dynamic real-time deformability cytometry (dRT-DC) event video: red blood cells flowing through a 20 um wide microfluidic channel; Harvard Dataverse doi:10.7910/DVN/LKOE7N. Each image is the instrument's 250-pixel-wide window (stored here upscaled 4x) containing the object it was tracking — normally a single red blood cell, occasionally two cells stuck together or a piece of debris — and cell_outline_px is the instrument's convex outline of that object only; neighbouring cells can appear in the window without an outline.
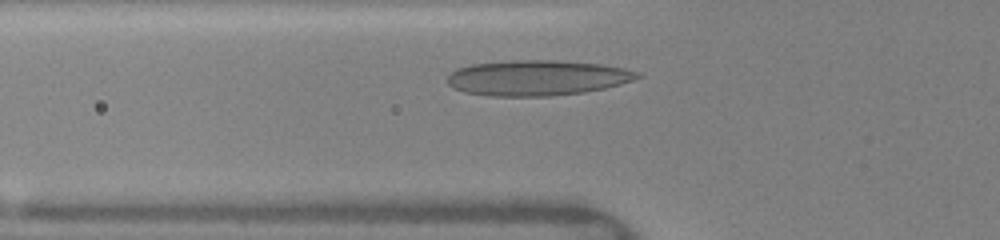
{"species": "human", "species_latin": "Homo sapiens", "temperature_condition": "warm", "stored_images_in_passage": 31, "camera_frame_rate_fps": 3000, "um_per_image_px": 0.085, "donor": {"sex": "female"}, "frame": {"image": 1, "passage_image": 6, "time_ms": 1.667, "image_size_px": [1000, 240], "cell_outline_px": [[644, 76], [620, 84], [604, 88], [584, 92], [548, 96], [488, 96], [464, 92], [452, 88], [444, 80], [448, 72], [456, 68], [472, 64], [512, 60], [556, 60], [600, 64], [624, 68], [640, 72]], "centroid_in_image_um": [45.6, 6.61], "position_along_channel_um": 80.2, "area_um2": 39.59}}
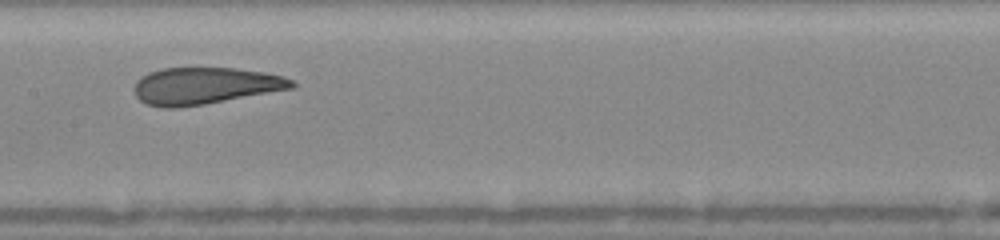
{"frame": {"image": 2, "passage_image": 14, "time_ms": 4.333, "image_size_px": [1000, 240], "cell_outline_px": [[296, 84], [292, 88], [204, 104], [176, 108], [164, 108], [148, 104], [140, 100], [136, 96], [136, 80], [140, 76], [148, 72], [164, 68], [236, 68], [264, 72], [284, 76], [292, 80]], "centroid_in_image_um": [17.41, 7.28], "position_along_channel_um": 190.0, "area_um2": 33.58}}
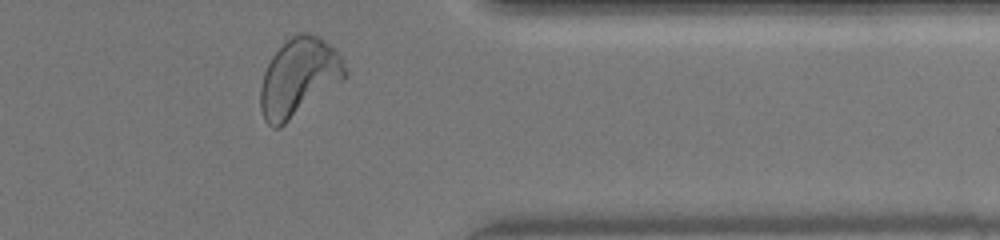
{"frame": {"image": 3, "passage_image": 29, "time_ms": 9.333, "image_size_px": [1000, 240], "cell_outline_px": [[348, 76], [344, 80], [280, 128], [272, 128], [264, 120], [260, 108], [260, 88], [264, 72], [272, 56], [292, 36], [300, 32], [308, 32], [320, 36], [340, 56], [348, 72]], "centroid_in_image_um": [25.4, 6.6], "position_along_channel_um": 386.0, "area_um2": 38.44}, "authors_computed_cell_mechanics": {"area_um2": 34.7378, "velocity_mm_per_s": 4.0896, "shape_relaxation_time_tau1_ms": 4.8112, "shape_relaxation_time_tau2_ms": 1.0619, "deformation_change_tau1": 0.1808, "deformation_change_tau2": 0.0842}}